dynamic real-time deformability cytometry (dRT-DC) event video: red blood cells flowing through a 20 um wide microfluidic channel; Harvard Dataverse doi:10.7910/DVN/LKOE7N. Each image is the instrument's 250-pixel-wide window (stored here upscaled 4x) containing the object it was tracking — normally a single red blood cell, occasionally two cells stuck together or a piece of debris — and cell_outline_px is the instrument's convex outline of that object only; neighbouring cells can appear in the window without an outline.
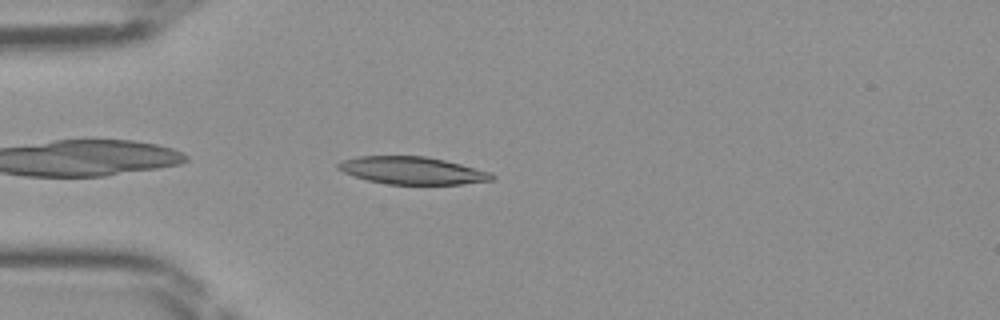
{"species": "Egyptian fruit bat (a non-hibernating species)", "species_latin": "Rousettus aegyptiacus", "temperature_condition": "room temperature", "stored_images_in_passage": 30, "camera_frame_rate_fps": 3000, "um_per_image_px": 0.085, "frame": {"image": 1, "passage_image": 1, "time_ms": 0.0, "image_size_px": [1000, 320], "cell_outline_px": [[496, 176], [492, 180], [464, 184], [388, 184], [368, 180], [344, 172], [336, 168], [336, 164], [340, 160], [360, 156], [424, 156], [444, 160], [492, 172]], "centroid_in_image_um": [35.04, 14.49], "position_along_channel_um": 50.0, "area_um2": 24.57}}
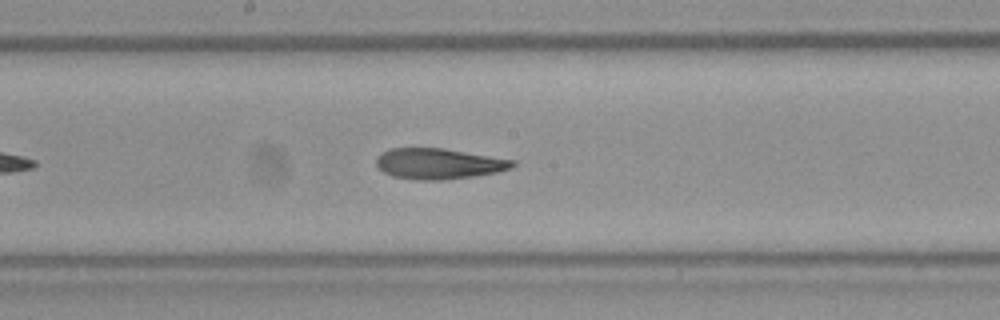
{"frame": {"image": 2, "passage_image": 13, "time_ms": 4.0, "image_size_px": [1000, 320], "cell_outline_px": [[516, 164], [512, 168], [496, 172], [472, 176], [440, 180], [416, 180], [392, 176], [384, 172], [376, 164], [376, 160], [380, 152], [392, 148], [444, 148], [516, 160]], "centroid_in_image_um": [37.29, 13.9], "position_along_channel_um": 210.9, "area_um2": 24.39}}
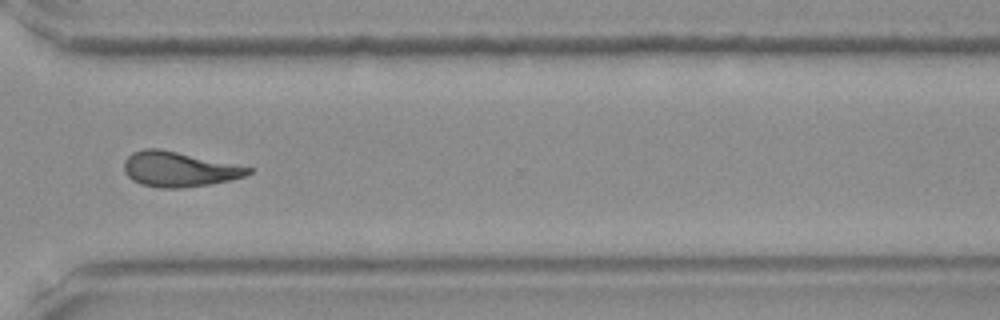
{"frame": {"image": 3, "passage_image": 23, "time_ms": 7.333, "image_size_px": [1000, 320], "cell_outline_px": [[252, 172], [244, 176], [228, 180], [208, 184], [180, 188], [160, 188], [140, 184], [132, 180], [124, 172], [124, 160], [132, 152], [144, 148], [160, 148], [252, 168]], "centroid_in_image_um": [15.14, 14.38], "position_along_channel_um": 355.5, "area_um2": 25.14}}